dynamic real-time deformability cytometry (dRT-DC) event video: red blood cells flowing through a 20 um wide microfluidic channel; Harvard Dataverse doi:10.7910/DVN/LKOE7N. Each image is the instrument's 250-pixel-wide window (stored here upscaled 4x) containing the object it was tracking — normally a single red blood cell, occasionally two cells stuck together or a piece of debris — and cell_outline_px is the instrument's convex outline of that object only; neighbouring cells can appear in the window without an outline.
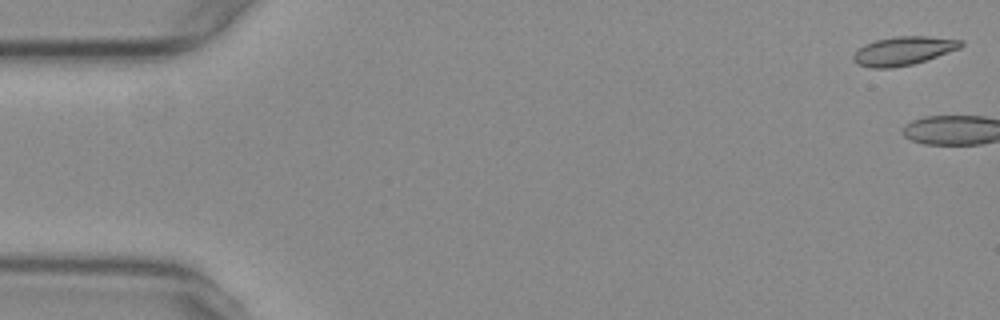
{"species": "common noctule bat (a hibernating species)", "species_latin": "Nyctalus noctula", "temperature_condition": "warm", "stored_images_in_passage": 3, "camera_frame_rate_fps": 3000, "um_per_image_px": 0.085, "animal": {"sex": "female", "body_mass_g": 29.2, "forearm_length_mm": 56.3}, "frame": {"image": 1, "passage_image": 1, "time_ms": 0.0, "image_size_px": [1000, 320], "cell_outline_px": [[964, 44], [960, 48], [912, 64], [892, 68], [872, 68], [856, 64], [852, 60], [852, 56], [856, 48], [864, 44], [876, 40], [896, 36], [928, 36], [964, 40]], "centroid_in_image_um": [76.73, 4.31], "position_along_channel_um": 8.3, "area_um2": 18.03}}